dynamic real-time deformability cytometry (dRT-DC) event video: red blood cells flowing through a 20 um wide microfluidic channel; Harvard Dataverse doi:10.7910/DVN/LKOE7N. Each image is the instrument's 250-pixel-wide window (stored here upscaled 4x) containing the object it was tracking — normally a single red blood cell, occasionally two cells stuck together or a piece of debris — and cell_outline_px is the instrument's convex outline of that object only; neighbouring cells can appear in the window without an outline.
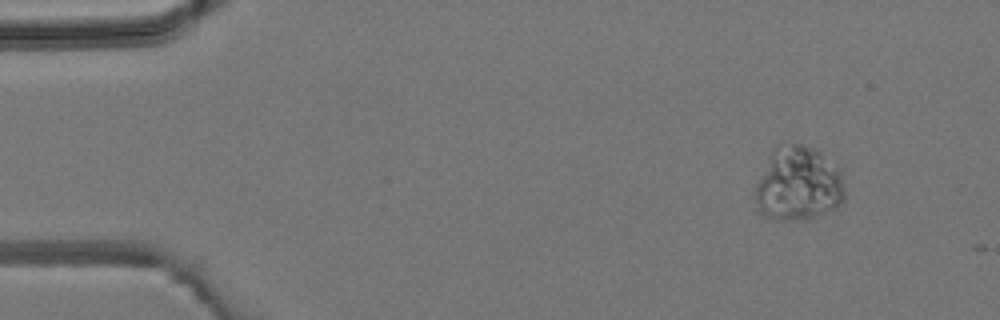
{"species": "common noctule bat (a hibernating species)", "species_latin": "Nyctalus noctula", "temperature_condition": "room temperature", "stored_images_in_passage": 4, "camera_frame_rate_fps": 3000, "um_per_image_px": 0.085, "animal": {"sex": "male", "body_mass_g": 19.2, "forearm_length_mm": 51.8}, "frame": {"image": 1, "passage_image": 1, "time_ms": 0.0, "image_size_px": [1000, 320], "cell_outline_px": [[844, 200], [836, 208], [808, 220], [780, 220], [764, 216], [760, 212], [756, 200], [756, 184], [772, 148], [776, 144], [784, 140], [816, 148], [840, 172], [844, 188]], "centroid_in_image_um": [67.83, 15.61], "position_along_channel_um": 17.2, "area_um2": 39.07}}